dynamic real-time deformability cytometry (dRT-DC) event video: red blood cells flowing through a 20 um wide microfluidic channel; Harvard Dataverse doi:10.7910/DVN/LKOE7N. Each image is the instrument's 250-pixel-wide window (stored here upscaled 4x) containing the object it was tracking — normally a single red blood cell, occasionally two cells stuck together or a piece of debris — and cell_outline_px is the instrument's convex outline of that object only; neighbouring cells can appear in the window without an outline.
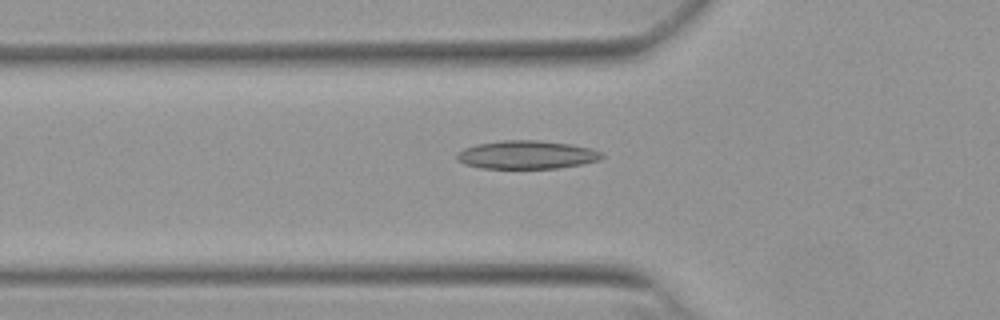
{"species": "Egyptian fruit bat (a non-hibernating species)", "species_latin": "Rousettus aegyptiacus", "temperature_condition": "warm", "stored_images_in_passage": 41, "camera_frame_rate_fps": 3000, "um_per_image_px": 0.085, "animal": {"sex": "female"}, "frame": {"image": 1, "passage_image": 6, "time_ms": 1.667, "image_size_px": [1000, 320], "cell_outline_px": [[604, 156], [600, 160], [584, 164], [556, 168], [480, 168], [464, 164], [456, 160], [456, 152], [464, 148], [476, 144], [500, 140], [540, 140], [572, 144], [592, 148], [600, 152]], "centroid_in_image_um": [44.76, 13.15], "position_along_channel_um": 81.0, "area_um2": 24.22}}
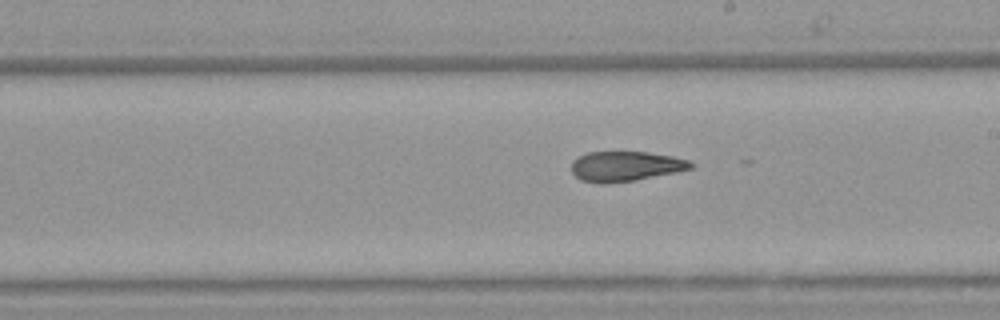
{"frame": {"image": 2, "passage_image": 18, "time_ms": 5.667, "image_size_px": [1000, 320], "cell_outline_px": [[696, 164], [692, 168], [676, 172], [636, 180], [600, 184], [580, 180], [572, 172], [572, 160], [588, 152], [648, 152], [672, 156], [688, 160]], "centroid_in_image_um": [53.17, 14.13], "position_along_channel_um": 235.8, "area_um2": 20.87}}
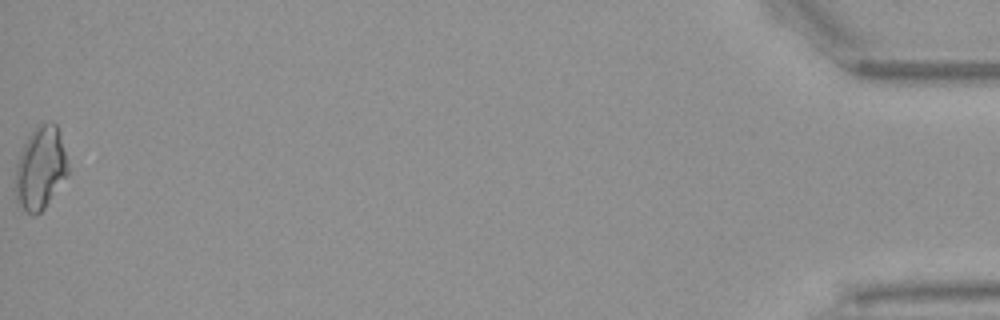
{"frame": {"image": 3, "passage_image": 41, "time_ms": 13.333, "image_size_px": [1000, 320], "cell_outline_px": [[68, 176], [44, 208], [36, 216], [32, 216], [16, 200], [16, 164], [20, 152], [28, 136], [36, 124], [56, 124], [60, 132], [68, 168]], "centroid_in_image_um": [3.44, 14.29], "position_along_channel_um": 431.8, "area_um2": 25.14}, "authors_computed_cell_mechanics": {"area_um2": 21.7328, "velocity_mm_per_s": 3.8699, "shape_relaxation_time_tau1_ms": null, "shape_relaxation_time_tau2_ms": 5.3911, "deformation_change_tau1": null, "deformation_change_tau2": 0.1316}}